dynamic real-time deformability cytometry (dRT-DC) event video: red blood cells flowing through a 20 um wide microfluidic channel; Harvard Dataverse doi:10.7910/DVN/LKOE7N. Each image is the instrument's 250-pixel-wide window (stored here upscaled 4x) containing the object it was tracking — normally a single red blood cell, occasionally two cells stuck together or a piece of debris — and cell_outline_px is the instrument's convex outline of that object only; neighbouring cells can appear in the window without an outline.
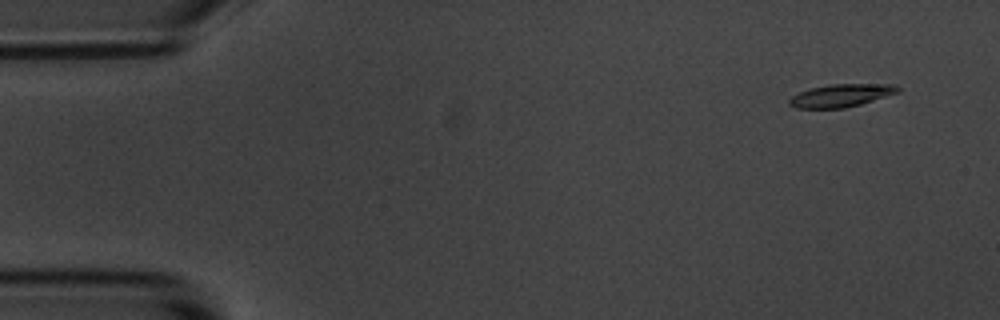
{"species": "common noctule bat (a hibernating species)", "species_latin": "Nyctalus noctula", "temperature_condition": "room temperature", "stored_images_in_passage": 6, "camera_frame_rate_fps": 3000, "um_per_image_px": 0.085, "animal": {"sex": "male", "body_mass_g": 20.1, "forearm_length_mm": 53.5}, "frame": {"image": 1, "passage_image": 1, "time_ms": 0.0, "image_size_px": [1000, 320], "cell_outline_px": [[900, 92], [860, 104], [844, 108], [796, 108], [788, 104], [788, 100], [792, 96], [808, 88], [828, 84], [896, 84], [900, 88]], "centroid_in_image_um": [71.49, 8.1], "position_along_channel_um": 13.5, "area_um2": 14.51}}
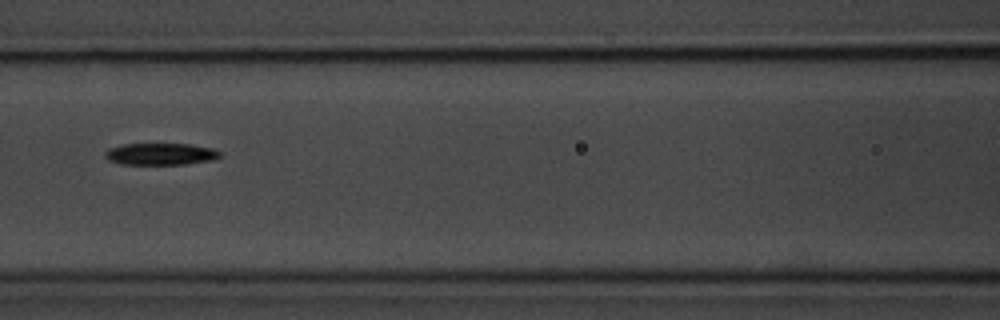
{"frame": {"image": 2, "passage_image": 6, "time_ms": 6.667, "image_size_px": [1000, 320], "cell_outline_px": [[220, 156], [212, 160], [188, 164], [120, 164], [108, 160], [104, 156], [104, 152], [108, 148], [124, 144], [192, 144], [212, 148], [220, 152]], "centroid_in_image_um": [13.62, 13.09], "position_along_channel_um": 153.0, "area_um2": 14.68}}